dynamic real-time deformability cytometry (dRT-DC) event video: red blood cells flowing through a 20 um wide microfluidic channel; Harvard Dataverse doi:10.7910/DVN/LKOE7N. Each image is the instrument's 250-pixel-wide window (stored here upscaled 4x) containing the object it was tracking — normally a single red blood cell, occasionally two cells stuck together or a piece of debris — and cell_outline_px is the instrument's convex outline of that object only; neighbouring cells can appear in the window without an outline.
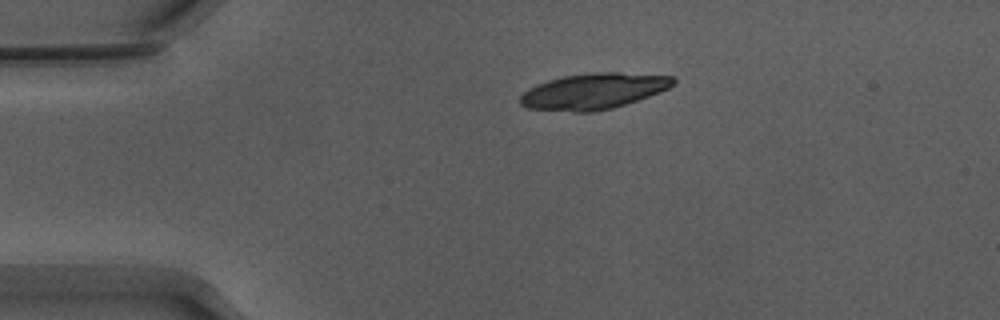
{"species": "Egyptian fruit bat (a non-hibernating species)", "species_latin": "Rousettus aegyptiacus", "temperature_condition": "warm", "stored_images_in_passage": 43, "camera_frame_rate_fps": 3000, "um_per_image_px": 0.085, "animal": {"sex": "male"}, "frame": {"image": 1, "passage_image": 1, "time_ms": 0.0, "image_size_px": [1000, 320], "cell_outline_px": [[676, 80], [668, 88], [660, 92], [612, 108], [592, 112], [576, 112], [524, 108], [520, 104], [520, 96], [524, 92], [536, 84], [548, 80], [564, 76], [596, 72], [616, 72], [672, 76]], "centroid_in_image_um": [50.41, 7.75], "position_along_channel_um": 34.6, "area_um2": 31.79}}